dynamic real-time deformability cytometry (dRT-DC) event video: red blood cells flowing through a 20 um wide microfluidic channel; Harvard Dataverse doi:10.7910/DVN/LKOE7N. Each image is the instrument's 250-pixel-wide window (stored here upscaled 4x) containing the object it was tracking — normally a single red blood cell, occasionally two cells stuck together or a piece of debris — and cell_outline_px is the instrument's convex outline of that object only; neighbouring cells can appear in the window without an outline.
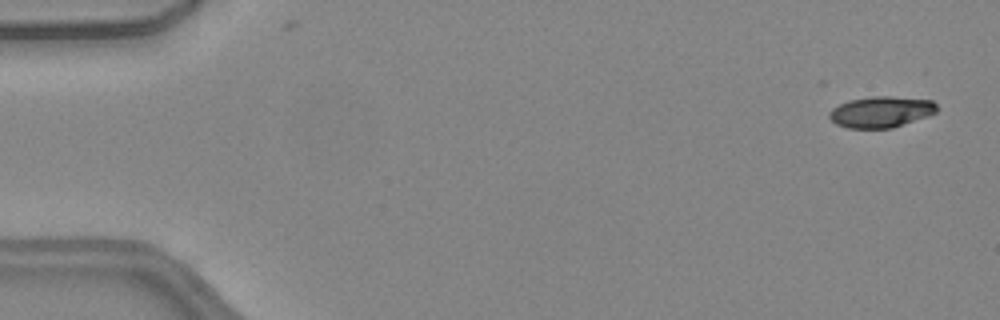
{"species": "common noctule bat (a hibernating species)", "species_latin": "Nyctalus noctula", "temperature_condition": "warm", "stored_images_in_passage": 42, "camera_frame_rate_fps": 3000, "um_per_image_px": 0.085, "animal": {"sex": "female", "body_mass_g": 24.6, "forearm_length_mm": 56.2}, "frame": {"image": 1, "passage_image": 2, "time_ms": 0.333, "image_size_px": [1000, 320], "cell_outline_px": [[936, 112], [928, 116], [892, 128], [848, 128], [836, 124], [828, 116], [828, 112], [832, 108], [848, 100], [872, 96], [888, 96], [932, 100], [936, 104]], "centroid_in_image_um": [74.86, 9.51], "position_along_channel_um": 10.1, "area_um2": 19.48}}
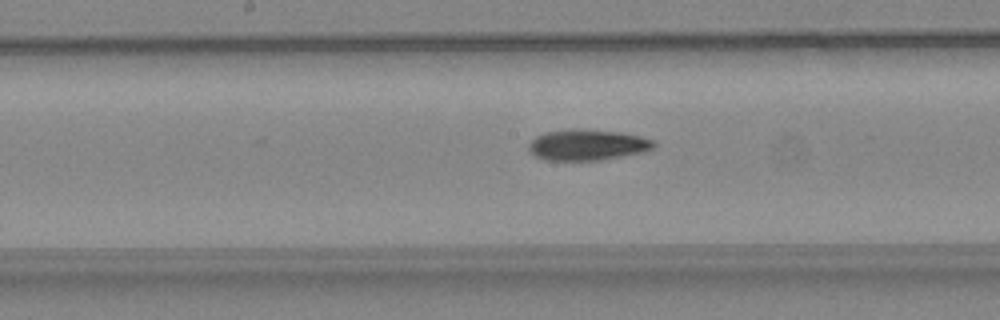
{"frame": {"image": 2, "passage_image": 26, "time_ms": 8.333, "image_size_px": [1000, 320], "cell_outline_px": [[656, 144], [652, 148], [644, 152], [600, 160], [544, 160], [536, 156], [528, 148], [528, 144], [536, 136], [544, 132], [568, 128], [580, 128], [624, 132], [656, 140]], "centroid_in_image_um": [49.94, 12.29], "position_along_channel_um": 198.3, "area_um2": 22.89}}
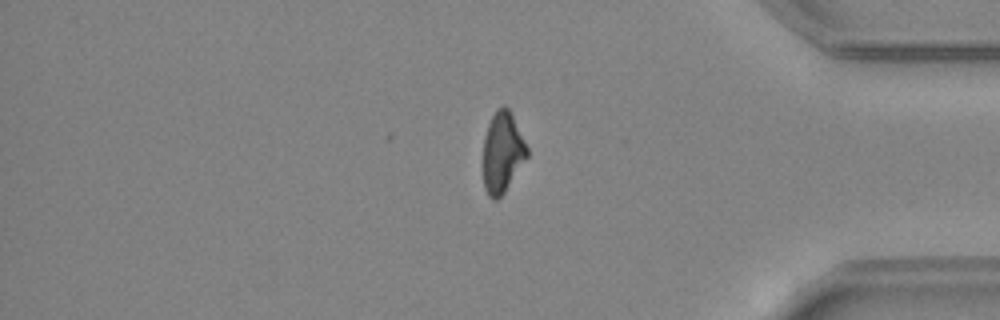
{"frame": {"image": 3, "passage_image": 42, "time_ms": 13.667, "image_size_px": [1000, 320], "cell_outline_px": [[528, 156], [504, 192], [496, 200], [492, 200], [488, 196], [484, 188], [484, 136], [488, 124], [496, 108], [504, 104], [508, 108], [528, 148]], "centroid_in_image_um": [42.69, 12.95], "position_along_channel_um": 392.5, "area_um2": 20.4}, "authors_computed_cell_mechanics": {"area_um2": 22.0218, "velocity_mm_per_s": 4.118, "shape_relaxation_time_tau1_ms": 5.0582, "shape_relaxation_time_tau2_ms": 10.2813, "deformation_change_tau1": 0.202, "deformation_change_tau2": 0.2237}}